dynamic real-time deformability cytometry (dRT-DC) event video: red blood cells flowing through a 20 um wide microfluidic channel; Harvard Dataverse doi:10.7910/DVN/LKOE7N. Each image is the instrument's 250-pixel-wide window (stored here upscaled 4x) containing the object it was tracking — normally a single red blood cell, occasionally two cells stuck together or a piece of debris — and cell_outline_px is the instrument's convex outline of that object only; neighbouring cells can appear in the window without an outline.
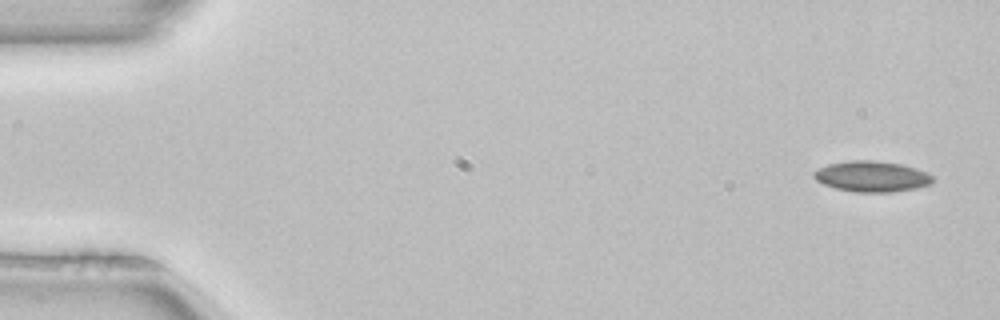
{"species": "common noctule bat (a hibernating species)", "species_latin": "Nyctalus noctula", "temperature_condition": "room temperature", "stored_images_in_passage": 40, "camera_frame_rate_fps": 3000, "um_per_image_px": 0.085, "animal": {"sex": "female", "body_mass_g": 22.7, "forearm_length_mm": 54.2}, "frame": {"image": 1, "passage_image": 2, "time_ms": 0.333, "image_size_px": [1000, 320], "cell_outline_px": [[936, 180], [932, 184], [916, 188], [892, 192], [856, 192], [836, 188], [824, 184], [816, 180], [812, 176], [812, 172], [816, 168], [828, 164], [848, 160], [876, 160], [900, 164], [936, 176]], "centroid_in_image_um": [74.09, 14.99], "position_along_channel_um": 10.9, "area_um2": 21.5}}
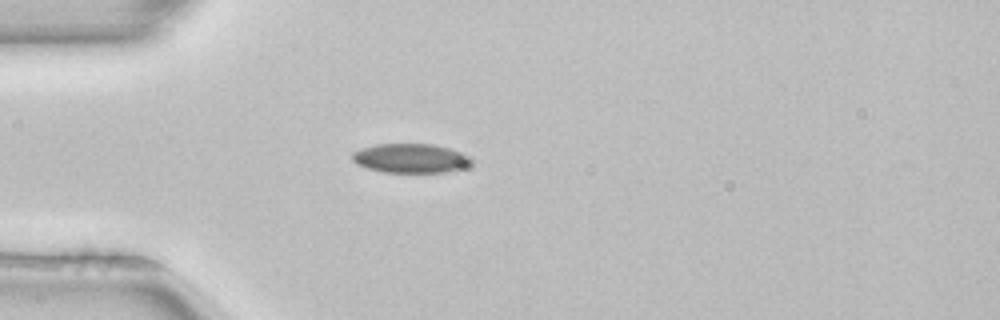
{"frame": {"image": 2, "passage_image": 14, "time_ms": 4.333, "image_size_px": [1000, 320], "cell_outline_px": [[472, 164], [464, 168], [448, 172], [384, 172], [368, 168], [356, 164], [352, 160], [352, 152], [376, 144], [432, 144], [464, 152], [472, 156]], "centroid_in_image_um": [34.97, 13.45], "position_along_channel_um": 50.0, "area_um2": 20.46}}